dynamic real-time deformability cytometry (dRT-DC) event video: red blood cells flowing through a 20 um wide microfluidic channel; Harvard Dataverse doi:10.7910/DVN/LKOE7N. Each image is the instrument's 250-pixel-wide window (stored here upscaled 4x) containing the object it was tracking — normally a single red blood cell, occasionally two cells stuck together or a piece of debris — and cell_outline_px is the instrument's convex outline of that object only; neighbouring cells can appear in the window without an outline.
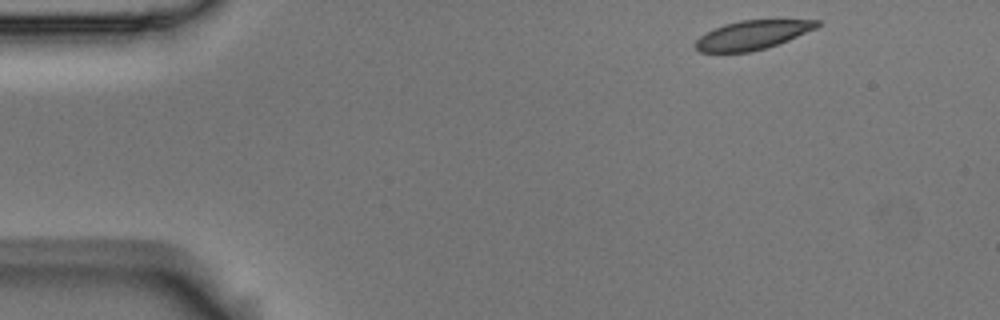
{"species": "Egyptian fruit bat (a non-hibernating species)", "species_latin": "Rousettus aegyptiacus", "temperature_condition": "room temperature", "stored_images_in_passage": 4, "camera_frame_rate_fps": 3000, "um_per_image_px": 0.085, "animal": {"sex": "male"}, "frame": {"image": 1, "passage_image": 1, "time_ms": 0.0, "image_size_px": [1000, 320], "cell_outline_px": [[820, 24], [816, 28], [788, 40], [764, 48], [748, 52], [700, 52], [696, 48], [696, 40], [700, 36], [724, 24], [740, 20], [820, 20]], "centroid_in_image_um": [63.95, 2.97], "position_along_channel_um": 21.1, "area_um2": 20.11}}
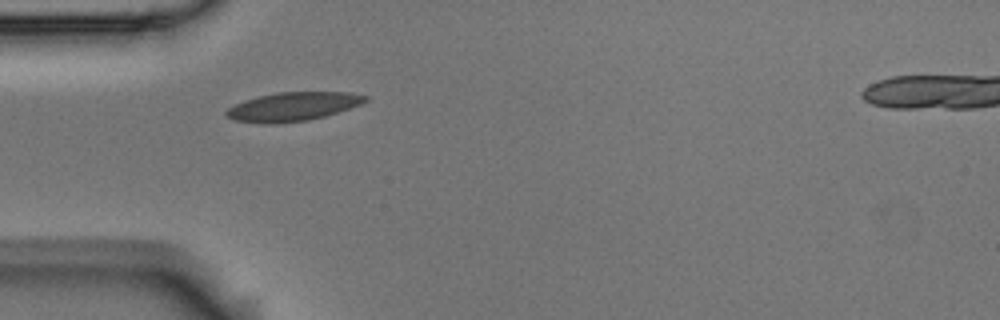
{"frame": {"image": 2, "passage_image": 4, "time_ms": 1.0, "image_size_px": [1000, 320], "cell_outline_px": [[368, 100], [360, 104], [324, 116], [308, 120], [276, 124], [268, 124], [236, 120], [228, 116], [224, 112], [228, 108], [244, 100], [276, 92], [348, 92], [368, 96]], "centroid_in_image_um": [24.89, 9.05], "position_along_channel_um": 60.1, "area_um2": 23.0}}